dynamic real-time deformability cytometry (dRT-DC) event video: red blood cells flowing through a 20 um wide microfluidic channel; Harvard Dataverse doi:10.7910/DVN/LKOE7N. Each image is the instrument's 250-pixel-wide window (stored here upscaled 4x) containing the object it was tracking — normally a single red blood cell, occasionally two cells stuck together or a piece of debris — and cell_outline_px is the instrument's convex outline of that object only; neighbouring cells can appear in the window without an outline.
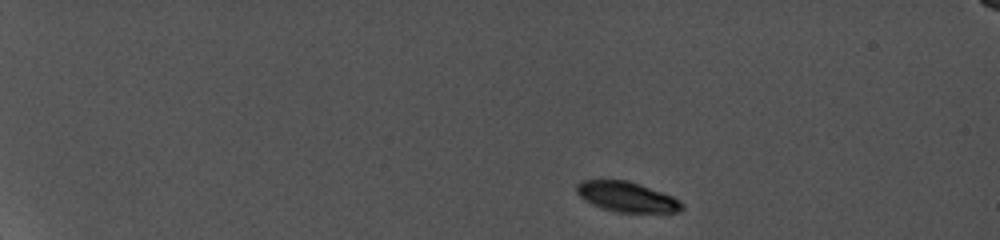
{"species": "common noctule bat (a hibernating species)", "species_latin": "Nyctalus noctula", "temperature_condition": "cold", "stored_images_in_passage": 9, "camera_frame_rate_fps": 5000, "um_per_image_px": 0.085, "animal": {"sex": "female", "body_mass_g": 19.0, "forearm_length_mm": 56.7}, "frame": {"image": 1, "passage_image": 1, "time_ms": 0.0, "image_size_px": [1000, 240], "cell_outline_px": [[684, 208], [680, 212], [616, 212], [600, 208], [584, 200], [576, 192], [576, 184], [580, 180], [628, 180], [640, 184], [672, 196], [680, 200], [684, 204]], "centroid_in_image_um": [53.27, 16.73], "position_along_channel_um": 31.7, "area_um2": 18.61}}
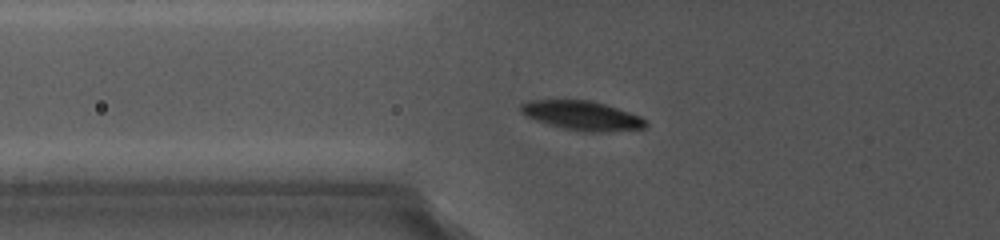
{"frame": {"image": 2, "passage_image": 6, "time_ms": 4.6, "image_size_px": [1000, 240], "cell_outline_px": [[648, 128], [608, 132], [584, 132], [564, 128], [548, 124], [536, 120], [520, 112], [520, 104], [528, 100], [592, 100], [640, 116], [648, 120]], "centroid_in_image_um": [49.52, 9.83], "position_along_channel_um": 76.3, "area_um2": 21.39}}